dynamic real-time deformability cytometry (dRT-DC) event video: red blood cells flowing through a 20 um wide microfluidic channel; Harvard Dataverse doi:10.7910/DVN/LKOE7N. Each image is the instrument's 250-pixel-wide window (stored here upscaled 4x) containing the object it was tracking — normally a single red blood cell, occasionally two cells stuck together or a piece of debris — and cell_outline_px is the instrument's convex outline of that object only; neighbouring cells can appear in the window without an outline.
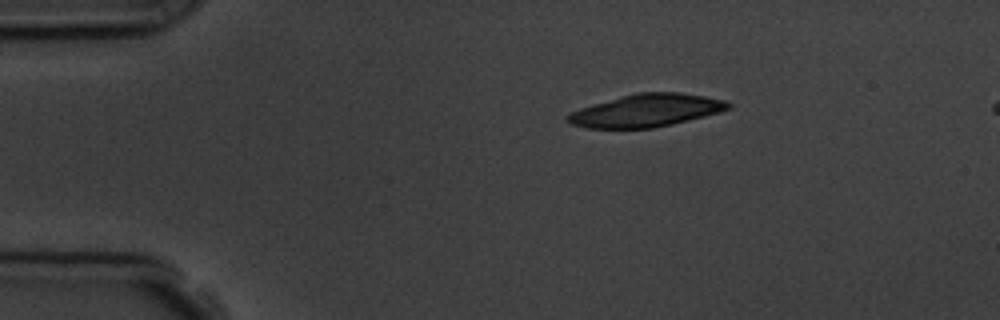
{"species": "common noctule bat (a hibernating species)", "species_latin": "Nyctalus noctula", "temperature_condition": "room temperature", "stored_images_in_passage": 3, "camera_frame_rate_fps": 3000, "um_per_image_px": 0.085, "animal": {"sex": "male", "body_mass_g": 19.5, "forearm_length_mm": 54.6}, "frame": {"image": 1, "passage_image": 1, "time_ms": 0.0, "image_size_px": [1000, 320], "cell_outline_px": [[732, 108], [720, 112], [672, 124], [652, 128], [588, 128], [572, 124], [564, 120], [564, 116], [568, 112], [592, 104], [636, 92], [680, 92], [704, 96], [724, 100], [732, 104]], "centroid_in_image_um": [54.9, 9.39], "position_along_channel_um": 30.1, "area_um2": 30.69}}